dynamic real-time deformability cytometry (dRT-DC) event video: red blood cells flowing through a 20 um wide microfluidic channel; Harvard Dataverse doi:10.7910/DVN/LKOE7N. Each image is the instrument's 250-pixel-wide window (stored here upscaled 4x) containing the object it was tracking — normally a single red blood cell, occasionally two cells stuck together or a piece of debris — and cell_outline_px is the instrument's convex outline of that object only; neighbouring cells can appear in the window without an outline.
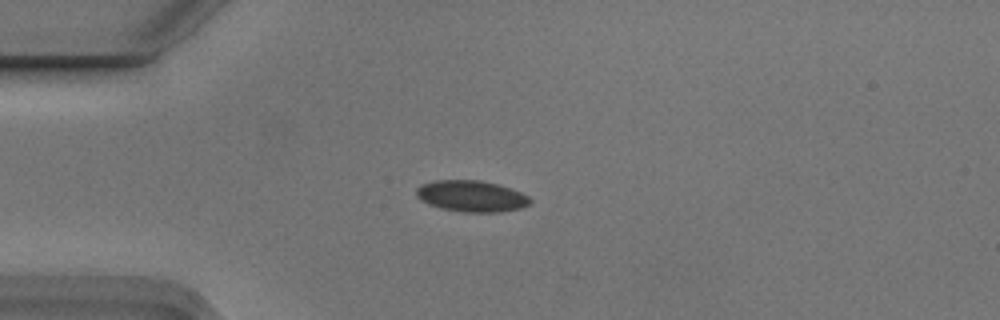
{"species": "Egyptian fruit bat (a non-hibernating species)", "species_latin": "Rousettus aegyptiacus", "temperature_condition": "cold", "stored_images_in_passage": 7, "camera_frame_rate_fps": 3000, "um_per_image_px": 0.085, "animal": {"sex": "male"}, "frame": {"image": 1, "passage_image": 5, "time_ms": 1.333, "image_size_px": [1000, 320], "cell_outline_px": [[532, 200], [528, 204], [520, 208], [500, 212], [464, 212], [440, 208], [428, 204], [420, 200], [416, 196], [416, 188], [420, 184], [436, 180], [480, 180], [496, 184], [520, 192], [528, 196]], "centroid_in_image_um": [40.02, 16.67], "position_along_channel_um": 45.0, "area_um2": 20.69}}
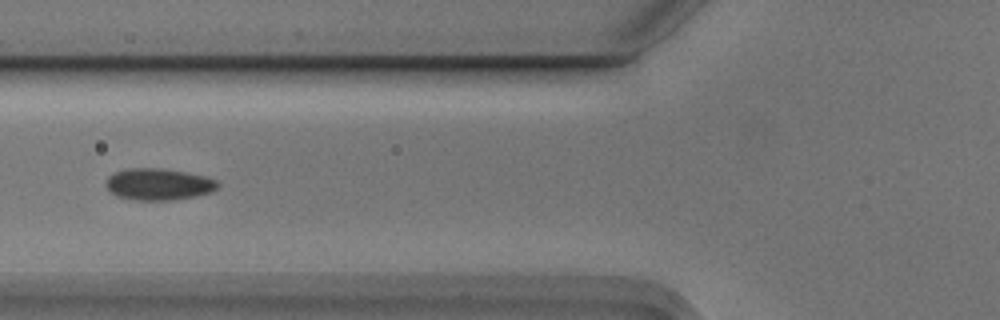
{"frame": {"image": 2, "passage_image": 7, "time_ms": 2.0, "image_size_px": [1000, 320], "cell_outline_px": [[220, 184], [212, 192], [196, 196], [172, 200], [136, 200], [116, 196], [104, 184], [108, 176], [116, 172], [128, 168], [160, 168], [184, 172], [204, 176], [216, 180]], "centroid_in_image_um": [13.47, 15.66], "position_along_channel_um": 112.3, "area_um2": 20.58}}